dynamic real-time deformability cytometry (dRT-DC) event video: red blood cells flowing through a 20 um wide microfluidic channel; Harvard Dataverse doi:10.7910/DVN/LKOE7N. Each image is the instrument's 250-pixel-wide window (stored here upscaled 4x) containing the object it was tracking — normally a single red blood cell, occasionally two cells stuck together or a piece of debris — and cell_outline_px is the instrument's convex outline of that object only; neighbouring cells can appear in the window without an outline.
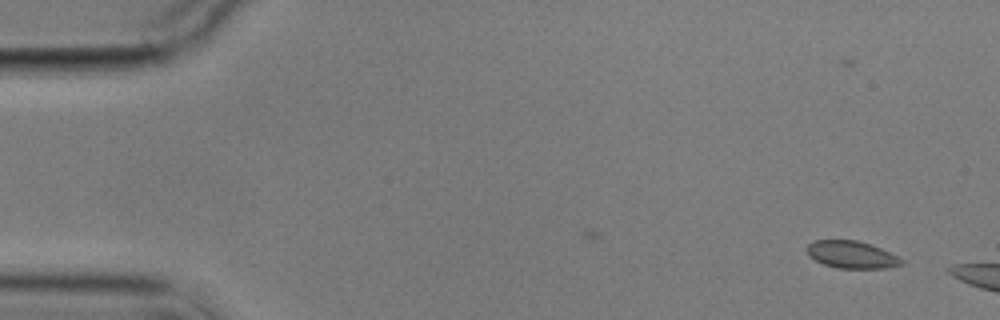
{"species": "common noctule bat (a hibernating species)", "species_latin": "Nyctalus noctula", "temperature_condition": "cold", "stored_images_in_passage": 3, "camera_frame_rate_fps": 3000, "um_per_image_px": 0.085, "animal": {"sex": "male", "body_mass_g": 17.9}, "frame": {"image": 1, "passage_image": 3, "time_ms": 2.333, "image_size_px": [1000, 320], "cell_outline_px": [[904, 264], [888, 268], [836, 268], [824, 264], [808, 256], [804, 248], [808, 244], [816, 240], [856, 240], [872, 244], [904, 260]], "centroid_in_image_um": [72.36, 21.64], "position_along_channel_um": 12.6, "area_um2": 15.14}}